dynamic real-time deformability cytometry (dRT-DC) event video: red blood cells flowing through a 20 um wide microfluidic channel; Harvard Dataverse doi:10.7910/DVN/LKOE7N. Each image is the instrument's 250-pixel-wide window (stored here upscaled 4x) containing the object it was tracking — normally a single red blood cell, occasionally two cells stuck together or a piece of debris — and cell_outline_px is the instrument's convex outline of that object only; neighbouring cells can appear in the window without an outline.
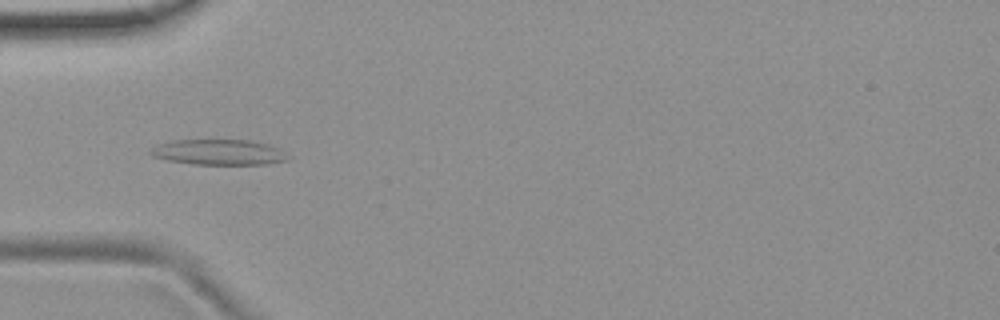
{"species": "common noctule bat (a hibernating species)", "species_latin": "Nyctalus noctula", "temperature_condition": "room temperature", "stored_images_in_passage": 44, "camera_frame_rate_fps": 3000, "um_per_image_px": 0.085, "animal": {"sex": "female", "body_mass_g": 19.9}, "frame": {"image": 1, "passage_image": 8, "time_ms": 2.333, "image_size_px": [1000, 320], "cell_outline_px": [[292, 156], [288, 160], [268, 164], [192, 164], [168, 160], [152, 156], [148, 152], [152, 148], [160, 144], [176, 140], [252, 140], [268, 144]], "centroid_in_image_um": [18.64, 12.94], "position_along_channel_um": 66.4, "area_um2": 20.35}}
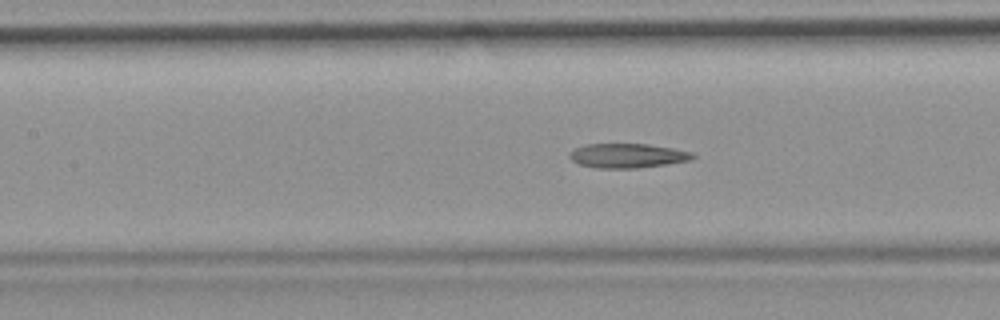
{"frame": {"image": 2, "passage_image": 15, "time_ms": 4.667, "image_size_px": [1000, 320], "cell_outline_px": [[696, 156], [692, 160], [668, 164], [636, 168], [596, 168], [580, 164], [572, 160], [568, 156], [576, 148], [584, 144], [648, 144], [672, 148], [692, 152]], "centroid_in_image_um": [53.37, 13.23], "position_along_channel_um": 154.0, "area_um2": 17.46}}
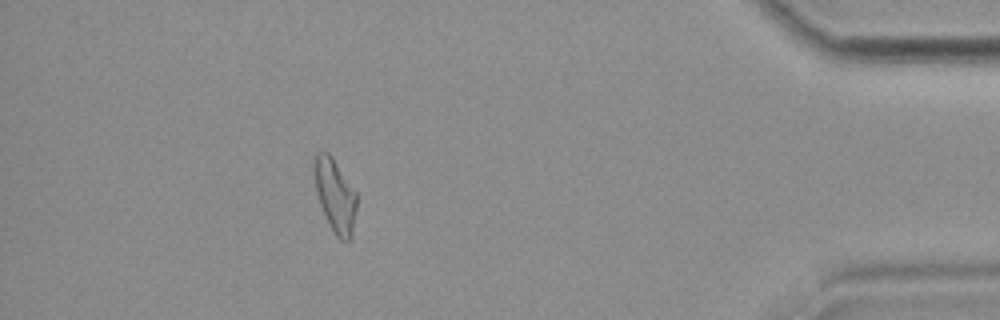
{"frame": {"image": 3, "passage_image": 39, "time_ms": 12.667, "image_size_px": [1000, 320], "cell_outline_px": [[356, 208], [352, 240], [340, 240], [336, 236], [320, 204], [316, 192], [316, 152], [328, 152], [332, 156], [356, 192]], "centroid_in_image_um": [28.53, 16.66], "position_along_channel_um": 406.7, "area_um2": 17.51}, "authors_computed_cell_mechanics": {"area_um2": 18.0914, "velocity_mm_per_s": 3.7689, "shape_relaxation_time_tau1_ms": null, "shape_relaxation_time_tau2_ms": 3.6908, "deformation_change_tau1": null, "deformation_change_tau2": 0.1346}}